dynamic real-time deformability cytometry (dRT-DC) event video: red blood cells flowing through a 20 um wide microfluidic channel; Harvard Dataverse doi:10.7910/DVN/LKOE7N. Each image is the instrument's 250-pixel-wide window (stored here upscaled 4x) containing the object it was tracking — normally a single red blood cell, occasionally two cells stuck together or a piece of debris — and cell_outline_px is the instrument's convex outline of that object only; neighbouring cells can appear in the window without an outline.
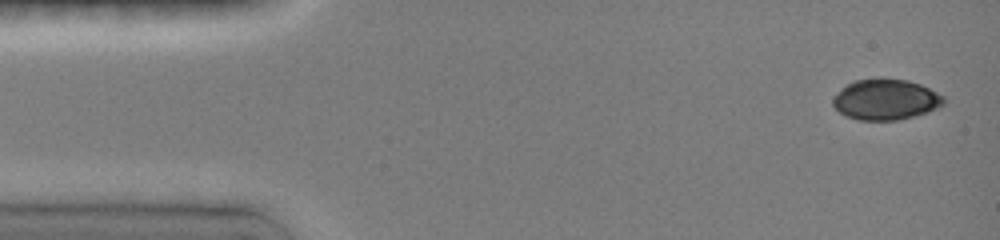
{"species": "common noctule bat (a hibernating species)", "species_latin": "Nyctalus noctula", "temperature_condition": "room temperature", "stored_images_in_passage": 39, "camera_frame_rate_fps": 3000, "um_per_image_px": 0.085, "animal": {"sex": "female", "body_mass_g": 19.0, "forearm_length_mm": 51.5}, "frame": {"image": 1, "passage_image": 1, "time_ms": 0.0, "image_size_px": [1000, 240], "cell_outline_px": [[944, 104], [928, 112], [896, 120], [856, 120], [840, 112], [832, 104], [832, 96], [848, 84], [856, 80], [880, 76], [908, 80], [920, 84], [944, 96]], "centroid_in_image_um": [75.26, 8.43], "position_along_channel_um": 9.7, "area_um2": 26.47}}
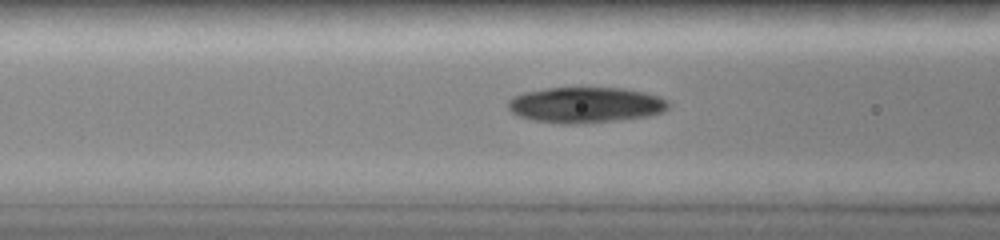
{"frame": {"image": 2, "passage_image": 13, "time_ms": 5.333, "image_size_px": [1000, 240], "cell_outline_px": [[668, 108], [664, 112], [648, 116], [584, 124], [560, 124], [532, 120], [516, 116], [508, 108], [508, 100], [512, 96], [524, 92], [548, 88], [620, 88], [644, 92], [660, 96], [668, 100]], "centroid_in_image_um": [49.75, 8.93], "position_along_channel_um": 116.9, "area_um2": 33.64}}
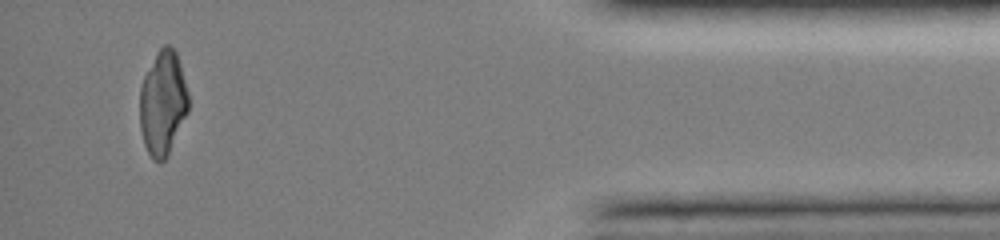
{"frame": {"image": 3, "passage_image": 37, "time_ms": 14.0, "image_size_px": [1000, 240], "cell_outline_px": [[188, 112], [168, 156], [160, 164], [152, 160], [144, 144], [140, 128], [140, 88], [144, 76], [156, 52], [164, 44], [168, 44], [176, 52], [180, 64], [188, 92]], "centroid_in_image_um": [13.83, 8.79], "position_along_channel_um": 421.4, "area_um2": 29.77}}